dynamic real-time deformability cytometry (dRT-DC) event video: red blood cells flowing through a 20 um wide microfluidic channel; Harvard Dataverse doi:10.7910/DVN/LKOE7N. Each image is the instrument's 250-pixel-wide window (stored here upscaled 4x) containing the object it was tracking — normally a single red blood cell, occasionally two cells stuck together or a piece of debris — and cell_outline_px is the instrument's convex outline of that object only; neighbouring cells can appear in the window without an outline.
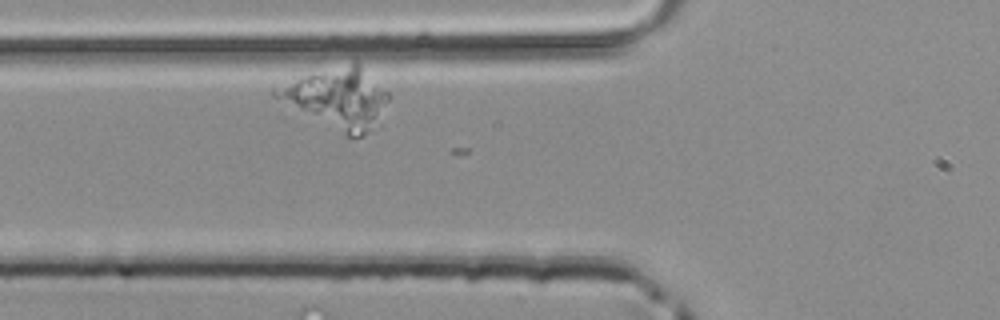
{"species": "common noctule bat (a hibernating species)", "species_latin": "Nyctalus noctula", "temperature_condition": "room temperature", "stored_images_in_passage": 19, "camera_frame_rate_fps": 3000, "um_per_image_px": 0.085, "animal": {"sex": "male", "body_mass_g": 20.4}, "frame": {"image": 1, "passage_image": 2, "time_ms": 0.333, "image_size_px": [1000, 320], "cell_outline_px": [[388, 100], [368, 128], [360, 136], [344, 136], [272, 96], [272, 88], [356, 60], [388, 92]], "centroid_in_image_um": [28.65, 8.33], "position_along_channel_um": 97.1, "area_um2": 37.69}}